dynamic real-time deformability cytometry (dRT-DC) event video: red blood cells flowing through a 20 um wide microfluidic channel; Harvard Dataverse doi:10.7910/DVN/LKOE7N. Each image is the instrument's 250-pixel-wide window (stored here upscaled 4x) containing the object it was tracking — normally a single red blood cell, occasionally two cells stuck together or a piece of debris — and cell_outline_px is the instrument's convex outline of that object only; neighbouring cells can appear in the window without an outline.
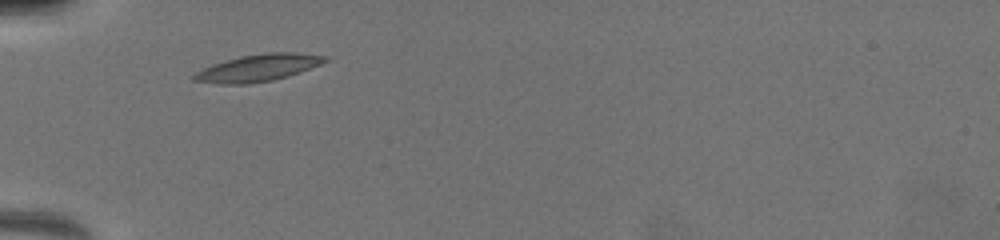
{"species": "common noctule bat (a hibernating species)", "species_latin": "Nyctalus noctula", "temperature_condition": "warm", "stored_images_in_passage": 3, "camera_frame_rate_fps": 3000, "um_per_image_px": 0.085, "animal": {"sex": "female", "body_mass_g": 19.5, "forearm_length_mm": 54.1}, "frame": {"image": 1, "passage_image": 1, "time_ms": 0.0, "image_size_px": [1000, 240], "cell_outline_px": [[328, 60], [320, 64], [300, 72], [288, 76], [272, 80], [244, 84], [224, 84], [192, 80], [192, 76], [196, 72], [212, 64], [240, 56], [268, 52], [296, 52], [328, 56]], "centroid_in_image_um": [21.96, 5.75], "position_along_channel_um": 63.0, "area_um2": 20.46}}